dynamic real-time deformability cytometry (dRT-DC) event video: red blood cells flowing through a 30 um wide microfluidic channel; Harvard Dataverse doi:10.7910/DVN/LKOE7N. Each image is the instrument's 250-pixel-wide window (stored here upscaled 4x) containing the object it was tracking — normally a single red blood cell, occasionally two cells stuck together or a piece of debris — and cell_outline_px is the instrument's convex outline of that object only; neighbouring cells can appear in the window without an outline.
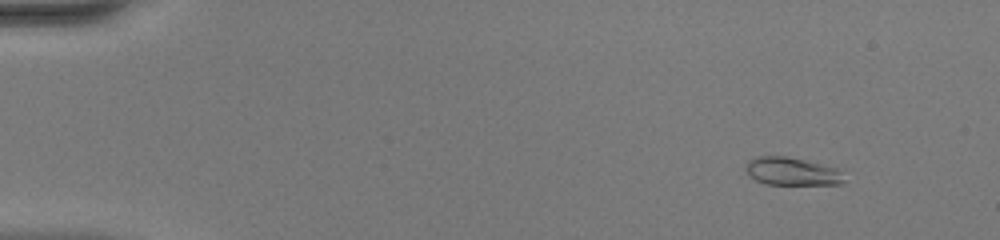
{"species": "common noctule bat (a hibernating species)", "species_latin": "Nyctalus noctula", "temperature_condition": "warm", "stored_images_in_passage": 51, "camera_frame_rate_fps": 3000, "um_per_image_px": 0.085, "animal": {"sex": "female", "body_mass_g": 20.0, "forearm_length_mm": 54.0}, "frame": {"image": 1, "passage_image": 6, "time_ms": 1.667, "image_size_px": [1000, 240], "cell_outline_px": [[844, 180], [840, 184], [764, 184], [748, 176], [744, 168], [748, 160], [756, 156], [788, 156], [836, 168]], "centroid_in_image_um": [67.2, 14.56], "position_along_channel_um": 17.8, "area_um2": 15.9}}
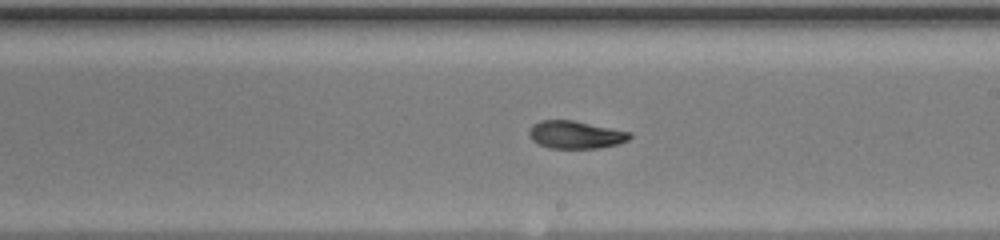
{"frame": {"image": 2, "passage_image": 31, "time_ms": 10.0, "image_size_px": [1000, 240], "cell_outline_px": [[632, 136], [628, 140], [616, 144], [596, 148], [548, 148], [532, 140], [528, 136], [528, 128], [532, 124], [540, 120], [572, 120], [632, 132]], "centroid_in_image_um": [48.88, 11.44], "position_along_channel_um": 240.1, "area_um2": 16.3}}
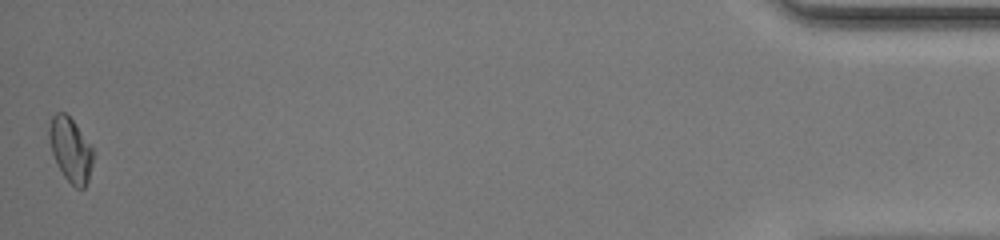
{"frame": {"image": 3, "passage_image": 51, "time_ms": 16.667, "image_size_px": [1000, 240], "cell_outline_px": [[92, 164], [88, 180], [84, 188], [76, 188], [64, 176], [52, 152], [48, 136], [48, 128], [52, 116], [56, 112], [64, 112], [76, 124], [92, 148]], "centroid_in_image_um": [5.98, 12.7], "position_along_channel_um": 429.2, "area_um2": 16.07}, "authors_computed_cell_mechanics": {"area_um2": 16.4152, "velocity_mm_per_s": 4.1562, "shape_relaxation_time_tau1_ms": 4.8252, "shape_relaxation_time_tau2_ms": 1.3396, "deformation_change_tau1": 0.1846, "deformation_change_tau2": 0.0364}}